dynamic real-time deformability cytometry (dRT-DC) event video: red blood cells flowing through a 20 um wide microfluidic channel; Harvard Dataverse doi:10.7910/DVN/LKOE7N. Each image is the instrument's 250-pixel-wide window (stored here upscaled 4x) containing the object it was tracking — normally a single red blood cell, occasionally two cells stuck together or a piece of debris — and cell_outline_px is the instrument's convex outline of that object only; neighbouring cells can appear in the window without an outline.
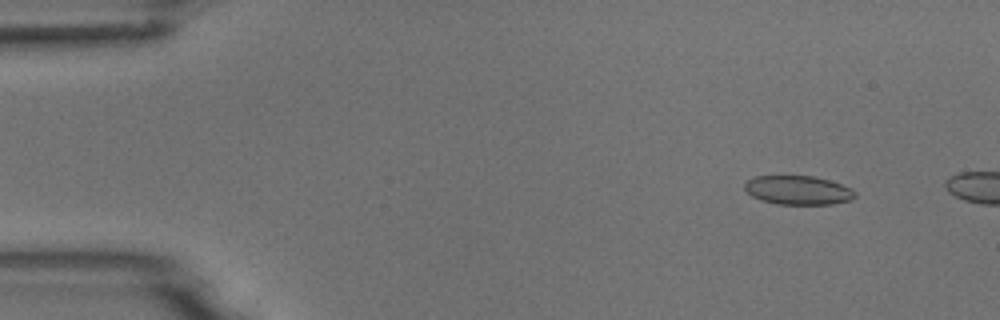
{"species": "common noctule bat (a hibernating species)", "species_latin": "Nyctalus noctula", "temperature_condition": "room temperature", "stored_images_in_passage": 5, "camera_frame_rate_fps": 3000, "um_per_image_px": 0.085, "animal": {"sex": "male", "body_mass_g": 18.8}, "frame": {"image": 1, "passage_image": 2, "time_ms": 1.0, "image_size_px": [1000, 320], "cell_outline_px": [[856, 196], [852, 200], [832, 204], [776, 204], [760, 200], [752, 196], [744, 188], [744, 184], [748, 180], [756, 176], [812, 176], [828, 180], [852, 188], [856, 192]], "centroid_in_image_um": [67.85, 16.17], "position_along_channel_um": 17.2, "area_um2": 18.61}}